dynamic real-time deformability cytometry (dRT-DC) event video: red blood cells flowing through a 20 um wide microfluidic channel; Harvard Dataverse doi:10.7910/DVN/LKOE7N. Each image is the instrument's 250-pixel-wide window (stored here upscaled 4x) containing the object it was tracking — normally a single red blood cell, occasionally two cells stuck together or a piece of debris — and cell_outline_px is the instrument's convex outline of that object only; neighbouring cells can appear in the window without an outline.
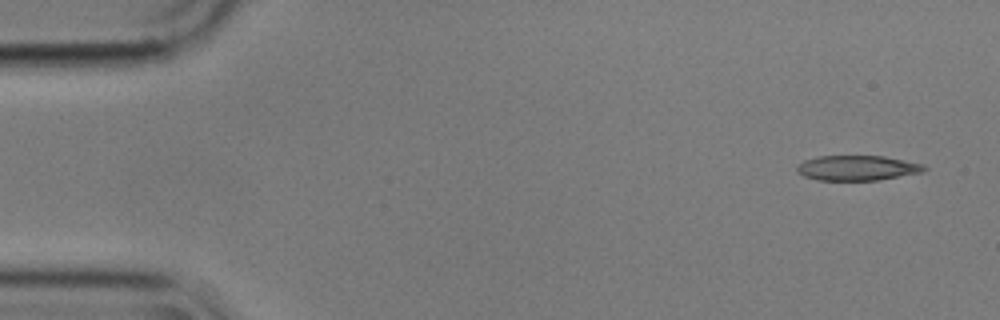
{"species": "common noctule bat (a hibernating species)", "species_latin": "Nyctalus noctula", "temperature_condition": "cold", "stored_images_in_passage": 4, "camera_frame_rate_fps": 3000, "um_per_image_px": 0.085, "animal": {"sex": "male", "body_mass_g": 17.9}, "frame": {"image": 1, "passage_image": 1, "time_ms": 0.0, "image_size_px": [1000, 320], "cell_outline_px": [[928, 168], [924, 172], [880, 180], [816, 180], [804, 176], [796, 172], [796, 164], [804, 160], [816, 156], [884, 156], [924, 164]], "centroid_in_image_um": [72.86, 14.28], "position_along_channel_um": 12.1, "area_um2": 18.84}}
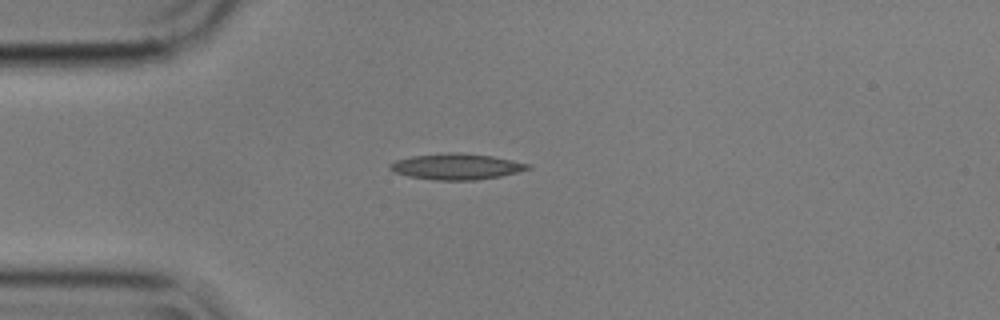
{"frame": {"image": 2, "passage_image": 4, "time_ms": 1.0, "image_size_px": [1000, 320], "cell_outline_px": [[532, 168], [500, 176], [476, 180], [436, 180], [408, 176], [396, 172], [388, 168], [388, 164], [396, 160], [412, 156], [448, 152], [460, 152], [492, 156], [532, 164]], "centroid_in_image_um": [38.8, 14.15], "position_along_channel_um": 46.2, "area_um2": 20.87}}